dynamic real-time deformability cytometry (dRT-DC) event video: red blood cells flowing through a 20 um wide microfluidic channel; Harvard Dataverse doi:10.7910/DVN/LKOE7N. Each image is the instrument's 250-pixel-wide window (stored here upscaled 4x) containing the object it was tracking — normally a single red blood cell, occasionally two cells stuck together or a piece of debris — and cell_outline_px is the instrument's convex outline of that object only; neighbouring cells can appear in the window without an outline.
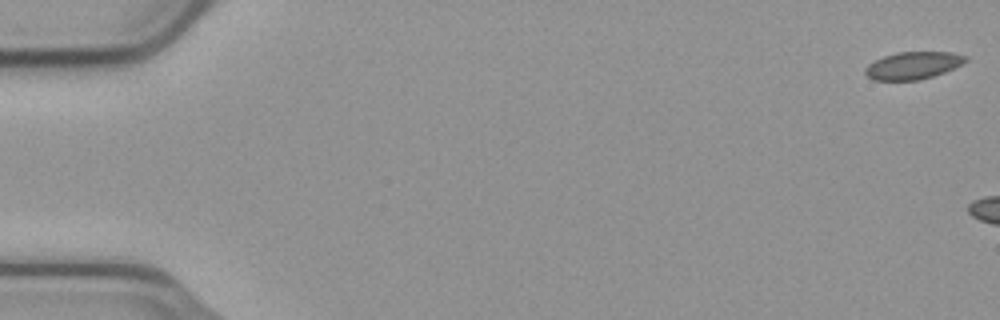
{"species": "common noctule bat (a hibernating species)", "species_latin": "Nyctalus noctula", "temperature_condition": "cold", "stored_images_in_passage": 6, "camera_frame_rate_fps": 3000, "um_per_image_px": 0.085, "animal": {"sex": "male", "body_mass_g": 23.1, "forearm_length_mm": 52.7}, "frame": {"image": 1, "passage_image": 1, "time_ms": 0.0, "image_size_px": [1000, 320], "cell_outline_px": [[968, 60], [944, 72], [920, 80], [872, 80], [864, 72], [864, 68], [868, 64], [884, 56], [896, 52], [952, 52], [968, 56]], "centroid_in_image_um": [77.59, 5.56], "position_along_channel_um": 7.4, "area_um2": 15.95}}